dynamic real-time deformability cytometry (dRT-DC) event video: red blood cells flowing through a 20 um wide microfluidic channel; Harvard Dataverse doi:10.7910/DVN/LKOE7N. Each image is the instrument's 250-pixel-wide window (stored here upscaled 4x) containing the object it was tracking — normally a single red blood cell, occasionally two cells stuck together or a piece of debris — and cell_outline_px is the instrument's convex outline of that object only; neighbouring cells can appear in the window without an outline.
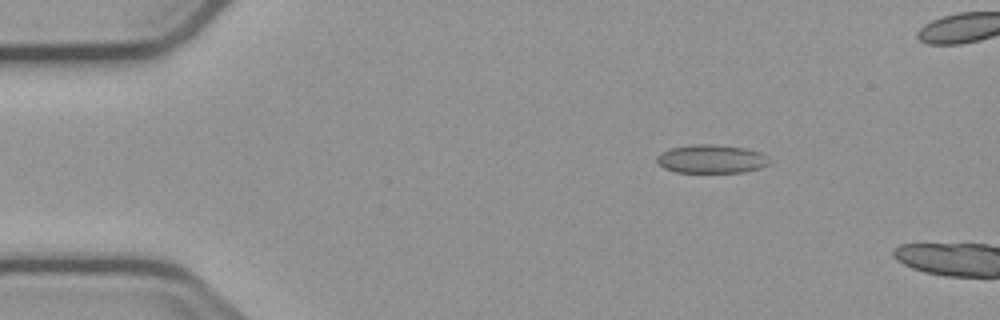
{"species": "common noctule bat (a hibernating species)", "species_latin": "Nyctalus noctula", "temperature_condition": "cold", "stored_images_in_passage": 4, "camera_frame_rate_fps": 3000, "um_per_image_px": 0.085, "animal": {"sex": "male", "body_mass_g": 23.1, "forearm_length_mm": 52.7}, "frame": {"image": 1, "passage_image": 2, "time_ms": 1.0, "image_size_px": [1000, 320], "cell_outline_px": [[772, 164], [760, 168], [744, 172], [676, 172], [664, 168], [656, 160], [656, 156], [660, 152], [672, 148], [692, 144], [716, 144], [744, 148], [760, 152], [768, 156], [772, 160]], "centroid_in_image_um": [60.52, 13.51], "position_along_channel_um": 24.5, "area_um2": 18.9}}